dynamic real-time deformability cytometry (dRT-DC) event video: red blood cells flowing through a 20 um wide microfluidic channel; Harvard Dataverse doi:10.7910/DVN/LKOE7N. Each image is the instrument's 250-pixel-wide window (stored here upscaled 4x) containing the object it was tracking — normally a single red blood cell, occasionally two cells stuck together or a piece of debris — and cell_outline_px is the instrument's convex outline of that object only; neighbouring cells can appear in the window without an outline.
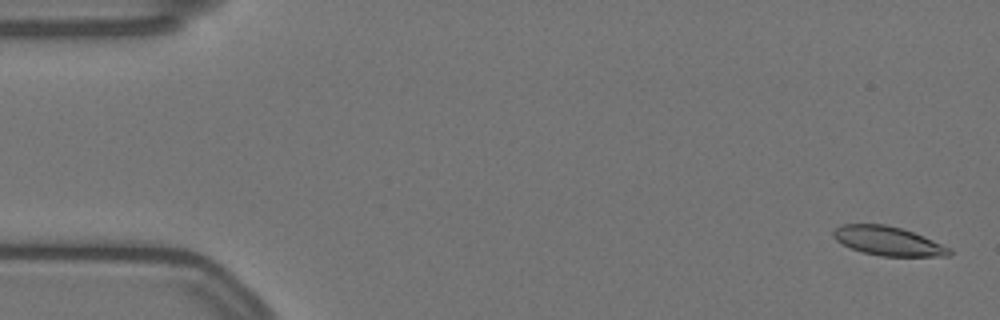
{"species": "Egyptian fruit bat (a non-hibernating species)", "species_latin": "Rousettus aegyptiacus", "temperature_condition": "warm", "stored_images_in_passage": 58, "camera_frame_rate_fps": 3000, "um_per_image_px": 0.085, "animal": {"sex": "female"}, "frame": {"image": 1, "passage_image": 2, "time_ms": 0.333, "image_size_px": [1000, 320], "cell_outline_px": [[952, 256], [880, 256], [864, 252], [852, 248], [836, 240], [832, 236], [832, 232], [836, 228], [844, 224], [884, 224], [900, 228], [924, 236], [952, 248]], "centroid_in_image_um": [75.53, 20.49], "position_along_channel_um": 9.5, "area_um2": 19.54}}
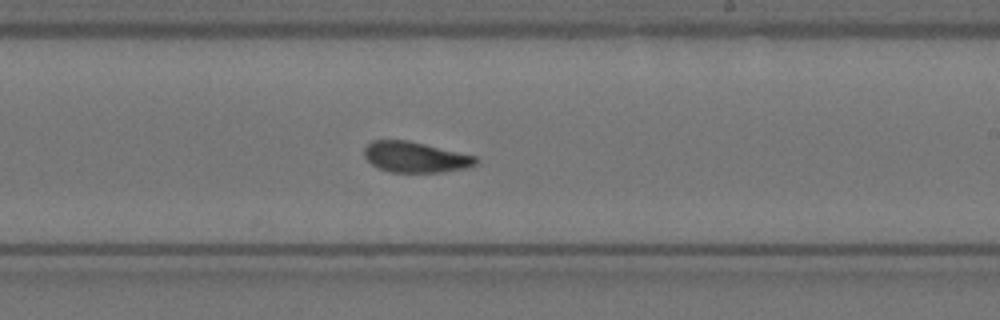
{"frame": {"image": 2, "passage_image": 34, "time_ms": 11.0, "image_size_px": [1000, 320], "cell_outline_px": [[480, 160], [476, 164], [468, 168], [440, 172], [388, 172], [372, 164], [364, 156], [364, 148], [372, 140], [408, 140], [476, 156]], "centroid_in_image_um": [35.32, 13.35], "position_along_channel_um": 253.7, "area_um2": 19.94}}
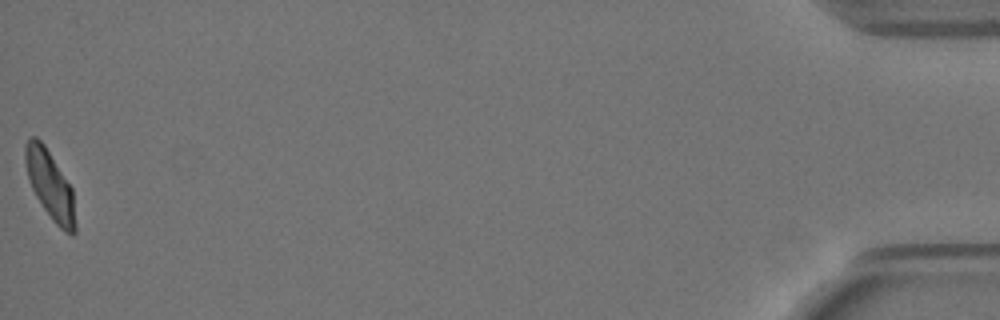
{"frame": {"image": 3, "passage_image": 58, "time_ms": 19.0, "image_size_px": [1000, 320], "cell_outline_px": [[76, 232], [72, 236], [64, 232], [52, 220], [36, 196], [32, 188], [28, 176], [24, 160], [24, 144], [32, 136], [36, 136], [44, 144], [72, 188], [76, 224]], "centroid_in_image_um": [4.26, 15.74], "position_along_channel_um": 430.9, "area_um2": 19.94}, "authors_computed_cell_mechanics": {"area_um2": 20.23, "velocity_mm_per_s": 3.489, "shape_relaxation_time_tau1_ms": 8.1045, "shape_relaxation_time_tau2_ms": 2.256, "deformation_change_tau1": 0.1739, "deformation_change_tau2": 0.0812}}